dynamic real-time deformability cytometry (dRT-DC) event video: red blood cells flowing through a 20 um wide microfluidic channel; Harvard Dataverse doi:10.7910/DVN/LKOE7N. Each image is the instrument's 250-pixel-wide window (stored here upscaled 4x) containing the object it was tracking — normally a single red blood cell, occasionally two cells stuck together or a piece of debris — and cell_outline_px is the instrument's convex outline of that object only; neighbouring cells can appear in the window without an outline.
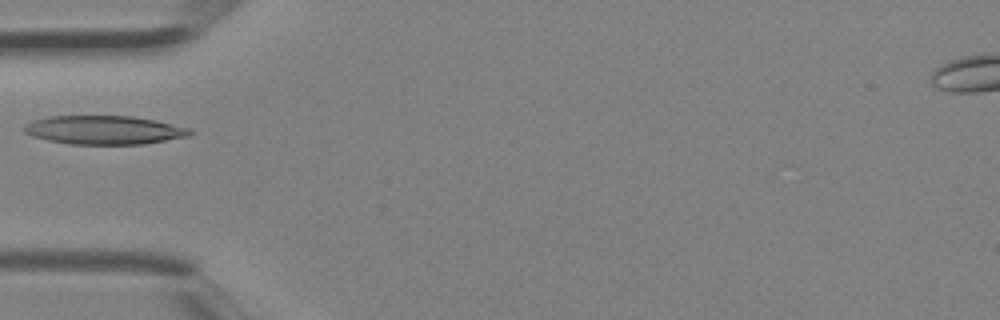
{"species": "Egyptian fruit bat (a non-hibernating species)", "species_latin": "Rousettus aegyptiacus", "temperature_condition": "room temperature", "stored_images_in_passage": 4, "camera_frame_rate_fps": 3000, "um_per_image_px": 0.085, "animal": {"sex": "female"}, "frame": {"image": 1, "passage_image": 4, "time_ms": 1.0, "image_size_px": [1000, 320], "cell_outline_px": [[196, 132], [188, 136], [144, 144], [68, 144], [48, 140], [32, 136], [24, 132], [24, 124], [48, 116], [132, 116], [156, 120], [192, 128]], "centroid_in_image_um": [8.9, 11.05], "position_along_channel_um": 76.1, "area_um2": 27.86}}